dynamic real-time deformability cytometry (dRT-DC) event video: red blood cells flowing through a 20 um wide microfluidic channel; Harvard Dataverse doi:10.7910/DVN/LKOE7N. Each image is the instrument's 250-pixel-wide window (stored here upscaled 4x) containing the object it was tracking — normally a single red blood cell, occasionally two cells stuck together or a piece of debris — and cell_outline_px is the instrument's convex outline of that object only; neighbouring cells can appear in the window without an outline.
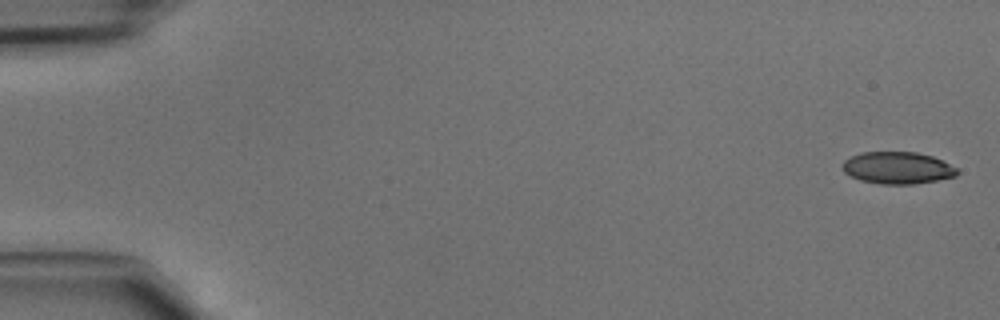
{"species": "common noctule bat (a hibernating species)", "species_latin": "Nyctalus noctula", "temperature_condition": "cold", "stored_images_in_passage": 14, "camera_frame_rate_fps": 3000, "um_per_image_px": 0.085, "animal": {"sex": "male", "body_mass_g": 15.6}, "frame": {"image": 1, "passage_image": 1, "time_ms": 0.0, "image_size_px": [1000, 320], "cell_outline_px": [[960, 172], [956, 176], [936, 180], [912, 184], [880, 184], [860, 180], [844, 172], [844, 160], [860, 152], [916, 152], [932, 156], [956, 168]], "centroid_in_image_um": [76.29, 14.27], "position_along_channel_um": 8.7, "area_um2": 21.15}}
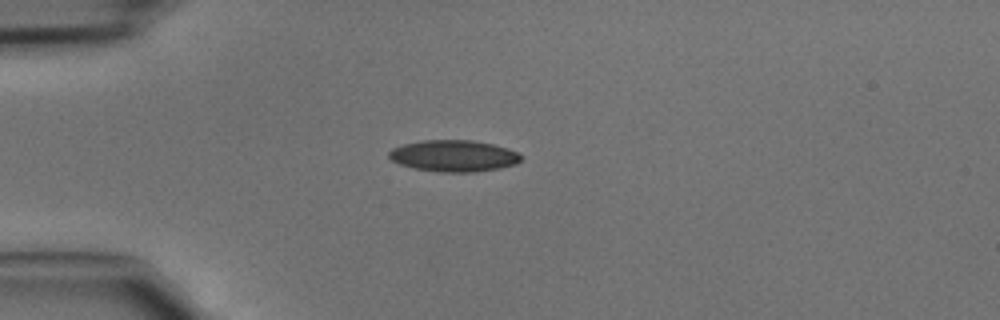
{"frame": {"image": 2, "passage_image": 12, "time_ms": 3.667, "image_size_px": [1000, 320], "cell_outline_px": [[524, 156], [516, 164], [500, 168], [476, 172], [440, 172], [416, 168], [400, 164], [392, 160], [388, 156], [388, 152], [392, 148], [404, 144], [420, 140], [472, 140], [492, 144], [508, 148]], "centroid_in_image_um": [38.58, 13.24], "position_along_channel_um": 46.4, "area_um2": 24.28}}